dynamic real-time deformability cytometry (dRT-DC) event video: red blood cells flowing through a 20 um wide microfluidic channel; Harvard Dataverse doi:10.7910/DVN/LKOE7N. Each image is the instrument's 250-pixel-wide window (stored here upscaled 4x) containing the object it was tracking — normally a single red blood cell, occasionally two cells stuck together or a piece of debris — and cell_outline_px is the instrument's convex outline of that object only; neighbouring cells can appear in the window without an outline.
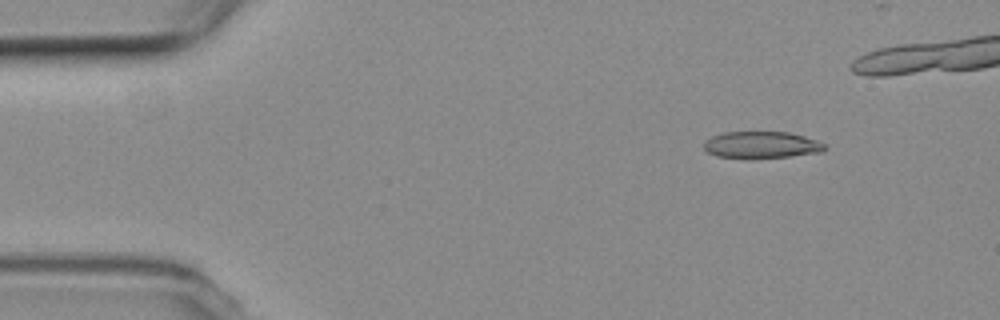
{"species": "common noctule bat (a hibernating species)", "species_latin": "Nyctalus noctula", "temperature_condition": "room temperature", "stored_images_in_passage": 43, "camera_frame_rate_fps": 3000, "um_per_image_px": 0.085, "animal": {"sex": "female", "body_mass_g": 19.3, "forearm_length_mm": 54.1}, "frame": {"image": 1, "passage_image": 6, "time_ms": 1.667, "image_size_px": [1000, 320], "cell_outline_px": [[828, 148], [820, 152], [788, 156], [752, 160], [716, 156], [708, 152], [704, 148], [704, 140], [712, 136], [724, 132], [788, 132], [804, 136], [828, 144]], "centroid_in_image_um": [64.72, 12.33], "position_along_channel_um": 20.3, "area_um2": 19.31}}
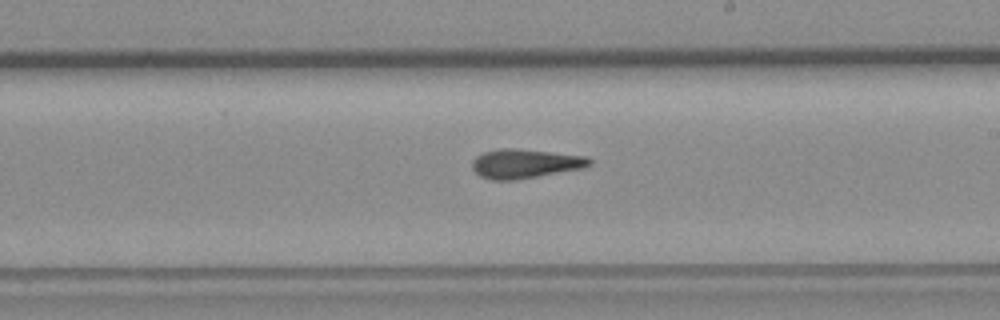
{"frame": {"image": 2, "passage_image": 30, "time_ms": 9.667, "image_size_px": [1000, 320], "cell_outline_px": [[592, 164], [584, 168], [516, 180], [492, 180], [480, 176], [472, 168], [472, 160], [476, 156], [484, 152], [500, 148], [512, 148], [588, 156], [592, 160]], "centroid_in_image_um": [44.64, 13.91], "position_along_channel_um": 244.4, "area_um2": 20.0}}
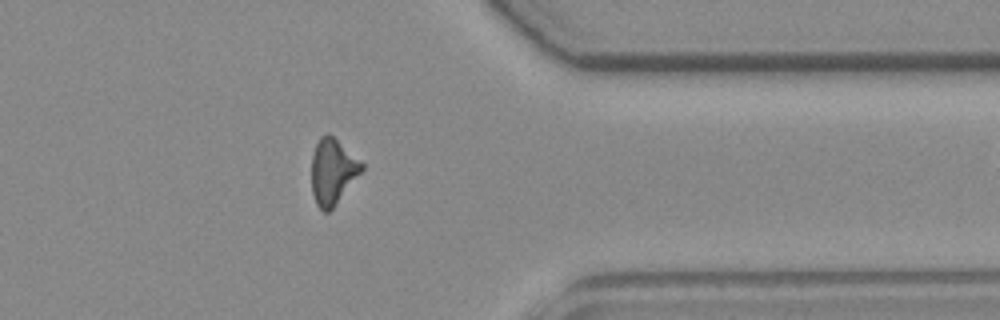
{"frame": {"image": 3, "passage_image": 42, "time_ms": 13.667, "image_size_px": [1000, 320], "cell_outline_px": [[364, 168], [332, 208], [328, 212], [324, 212], [316, 204], [312, 192], [312, 156], [316, 144], [320, 136], [328, 132], [364, 164]], "centroid_in_image_um": [28.26, 14.56], "position_along_channel_um": 383.1, "area_um2": 18.79}}